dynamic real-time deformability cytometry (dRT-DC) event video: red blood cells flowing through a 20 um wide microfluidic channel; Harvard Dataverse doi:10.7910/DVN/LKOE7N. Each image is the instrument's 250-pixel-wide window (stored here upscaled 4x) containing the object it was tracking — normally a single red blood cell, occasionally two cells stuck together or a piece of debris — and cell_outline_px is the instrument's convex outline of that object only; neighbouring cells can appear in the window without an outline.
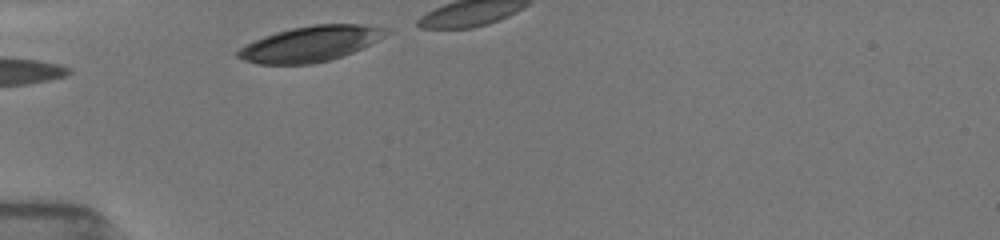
{"species": "common noctule bat (a hibernating species)", "species_latin": "Nyctalus noctula", "temperature_condition": "room temperature", "stored_images_in_passage": 22, "camera_frame_rate_fps": 3000, "um_per_image_px": 0.085, "animal": {"sex": "female", "body_mass_g": 19.5, "forearm_length_mm": 54.1}, "frame": {"image": 1, "passage_image": 1, "time_ms": 0.0, "image_size_px": [1000, 240], "cell_outline_px": [[392, 32], [352, 52], [328, 60], [312, 64], [260, 64], [244, 60], [236, 56], [236, 52], [244, 44], [252, 40], [276, 32], [292, 28], [312, 24], [364, 24], [392, 28]], "centroid_in_image_um": [26.38, 3.7], "position_along_channel_um": 58.6, "area_um2": 30.63}}